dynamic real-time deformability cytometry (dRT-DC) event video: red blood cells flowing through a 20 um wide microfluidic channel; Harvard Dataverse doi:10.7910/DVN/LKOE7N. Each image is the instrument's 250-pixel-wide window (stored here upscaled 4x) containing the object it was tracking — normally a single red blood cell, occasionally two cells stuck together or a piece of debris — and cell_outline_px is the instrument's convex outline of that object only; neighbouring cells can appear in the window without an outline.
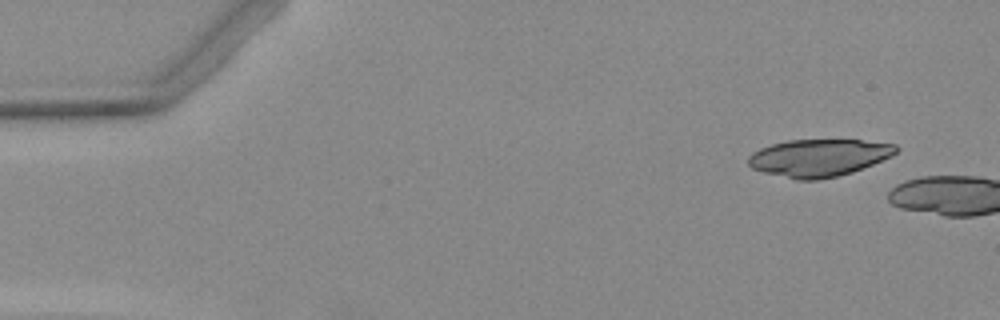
{"species": "Egyptian fruit bat (a non-hibernating species)", "species_latin": "Rousettus aegyptiacus", "temperature_condition": "warm", "stored_images_in_passage": 3, "camera_frame_rate_fps": 3000, "um_per_image_px": 0.085, "animal": {"sex": "female"}, "frame": {"image": 1, "passage_image": 3, "time_ms": 2.333, "image_size_px": [1000, 320], "cell_outline_px": [[900, 148], [892, 156], [852, 172], [836, 176], [816, 180], [796, 180], [764, 172], [752, 168], [748, 164], [748, 156], [752, 152], [760, 148], [772, 144], [788, 140], [860, 140], [896, 144]], "centroid_in_image_um": [69.59, 13.4], "position_along_channel_um": 15.4, "area_um2": 32.08}}